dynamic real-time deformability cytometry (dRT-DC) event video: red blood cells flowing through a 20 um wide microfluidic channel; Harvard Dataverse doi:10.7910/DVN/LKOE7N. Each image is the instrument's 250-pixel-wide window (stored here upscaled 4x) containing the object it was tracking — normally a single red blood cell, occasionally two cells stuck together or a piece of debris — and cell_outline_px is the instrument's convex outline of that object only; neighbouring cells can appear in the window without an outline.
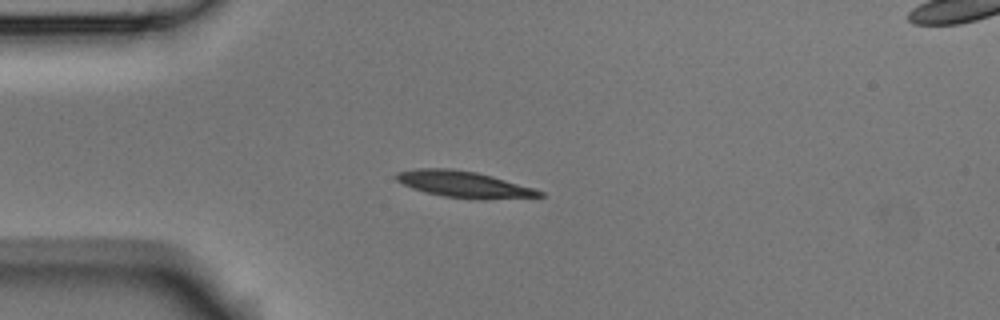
{"species": "Egyptian fruit bat (a non-hibernating species)", "species_latin": "Rousettus aegyptiacus", "temperature_condition": "room temperature", "stored_images_in_passage": 8, "camera_frame_rate_fps": 3000, "um_per_image_px": 0.085, "animal": {"sex": "male"}, "frame": {"image": 1, "passage_image": 2, "time_ms": 0.333, "image_size_px": [1000, 320], "cell_outline_px": [[544, 196], [488, 200], [480, 200], [444, 196], [424, 192], [412, 188], [396, 180], [396, 172], [416, 168], [452, 168], [476, 172], [492, 176], [532, 188], [544, 192]], "centroid_in_image_um": [39.42, 15.67], "position_along_channel_um": 45.6, "area_um2": 22.02}}
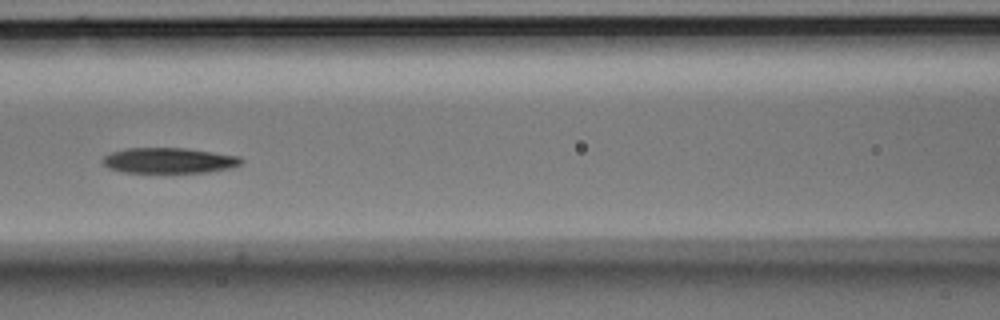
{"frame": {"image": 2, "passage_image": 5, "time_ms": 1.333, "image_size_px": [1000, 320], "cell_outline_px": [[244, 160], [240, 164], [228, 168], [208, 172], [172, 176], [164, 176], [124, 172], [108, 168], [104, 164], [104, 156], [112, 152], [128, 148], [184, 148], [240, 156]], "centroid_in_image_um": [14.36, 13.71], "position_along_channel_um": 152.2, "area_um2": 21.62}}
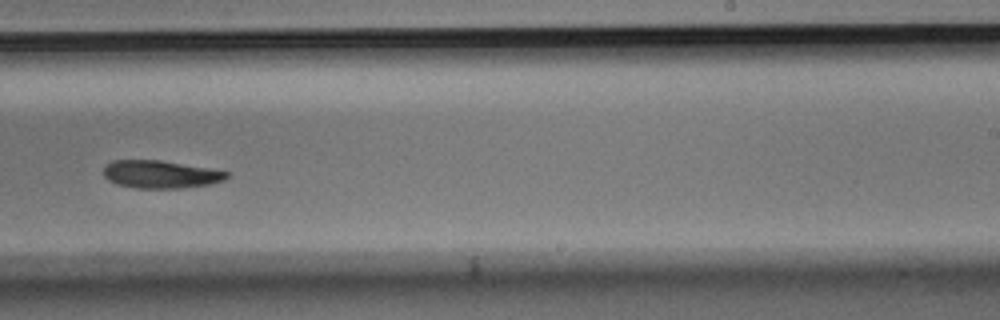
{"frame": {"image": 3, "passage_image": 8, "time_ms": 2.333, "image_size_px": [1000, 320], "cell_outline_px": [[228, 176], [224, 180], [212, 184], [184, 188], [136, 188], [116, 184], [108, 180], [104, 176], [104, 168], [112, 160], [160, 160], [208, 168], [228, 172]], "centroid_in_image_um": [13.64, 14.82], "position_along_channel_um": 275.4, "area_um2": 19.88}}